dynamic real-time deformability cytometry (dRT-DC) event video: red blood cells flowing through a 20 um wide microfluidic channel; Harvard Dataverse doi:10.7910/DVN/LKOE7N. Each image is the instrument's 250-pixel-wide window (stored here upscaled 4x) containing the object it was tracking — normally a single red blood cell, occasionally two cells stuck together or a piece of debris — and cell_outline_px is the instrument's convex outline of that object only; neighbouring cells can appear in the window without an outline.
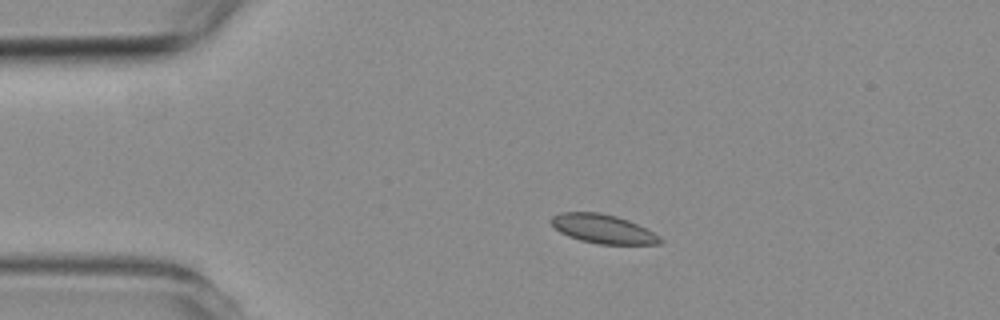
{"species": "common noctule bat (a hibernating species)", "species_latin": "Nyctalus noctula", "temperature_condition": "room temperature", "stored_images_in_passage": 5, "camera_frame_rate_fps": 3000, "um_per_image_px": 0.085, "animal": {"sex": "female", "body_mass_g": 19.3, "forearm_length_mm": 54.1}, "frame": {"image": 1, "passage_image": 2, "time_ms": 2.333, "image_size_px": [1000, 320], "cell_outline_px": [[664, 240], [660, 244], [600, 244], [580, 240], [568, 236], [560, 232], [552, 224], [552, 216], [560, 212], [600, 212], [616, 216], [628, 220], [660, 236]], "centroid_in_image_um": [51.26, 19.45], "position_along_channel_um": 33.7, "area_um2": 18.21}}
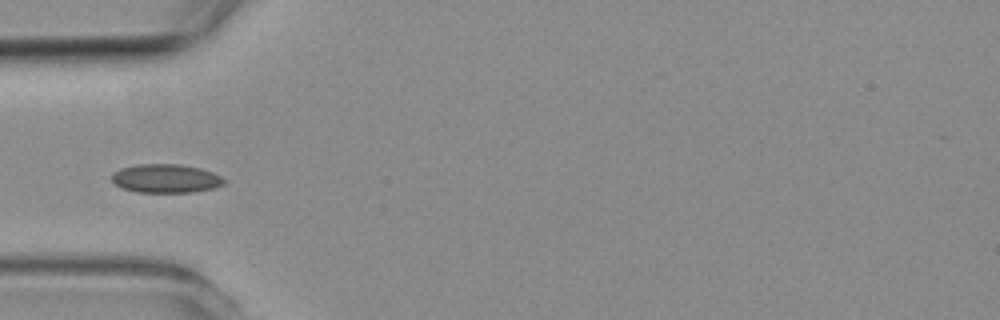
{"frame": {"image": 2, "passage_image": 4, "time_ms": 4.333, "image_size_px": [1000, 320], "cell_outline_px": [[228, 180], [224, 184], [216, 188], [192, 192], [136, 192], [120, 188], [112, 184], [112, 172], [120, 168], [136, 164], [180, 164], [200, 168], [212, 172]], "centroid_in_image_um": [14.07, 15.17], "position_along_channel_um": 70.9, "area_um2": 19.13}}
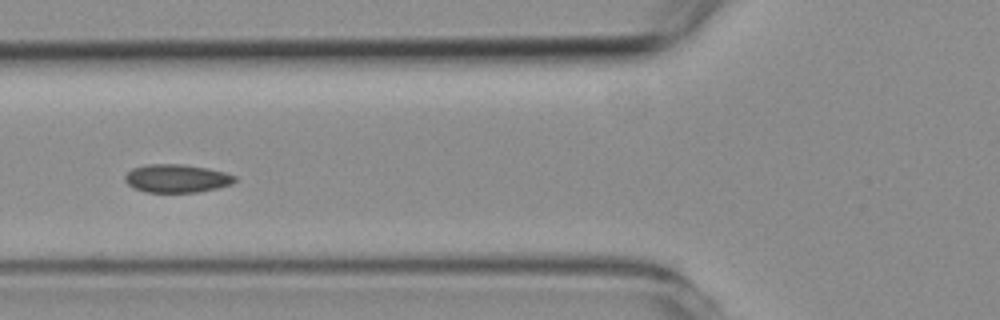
{"frame": {"image": 3, "passage_image": 5, "time_ms": 5.333, "image_size_px": [1000, 320], "cell_outline_px": [[236, 180], [232, 184], [216, 188], [196, 192], [144, 192], [128, 184], [124, 180], [124, 176], [132, 168], [144, 164], [184, 164], [208, 168], [224, 172], [236, 176]], "centroid_in_image_um": [15.01, 15.15], "position_along_channel_um": 110.8, "area_um2": 18.09}}